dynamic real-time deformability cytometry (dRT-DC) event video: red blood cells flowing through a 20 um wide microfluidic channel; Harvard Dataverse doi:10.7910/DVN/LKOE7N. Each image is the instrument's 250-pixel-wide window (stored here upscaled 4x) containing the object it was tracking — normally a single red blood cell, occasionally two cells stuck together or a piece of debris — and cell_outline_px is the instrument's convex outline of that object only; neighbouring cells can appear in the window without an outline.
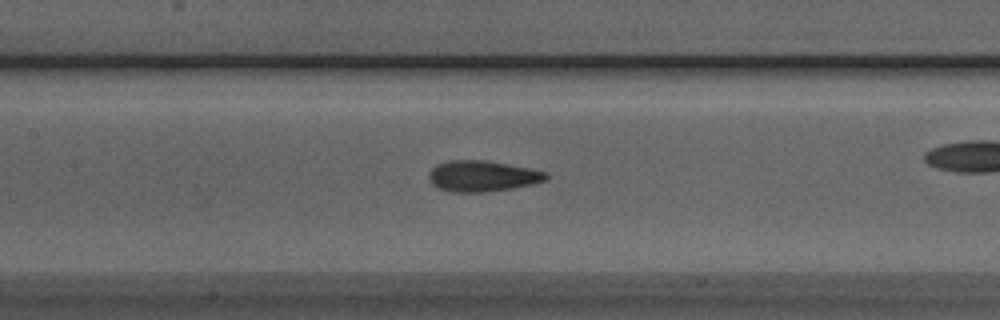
{"species": "Egyptian fruit bat (a non-hibernating species)", "species_latin": "Rousettus aegyptiacus", "temperature_condition": "room temperature", "stored_images_in_passage": 52, "camera_frame_rate_fps": 3000, "um_per_image_px": 0.085, "animal": {"sex": "male"}, "frame": {"image": 1, "passage_image": 23, "time_ms": 7.333, "image_size_px": [1000, 320], "cell_outline_px": [[548, 180], [532, 184], [512, 188], [484, 192], [448, 192], [436, 188], [432, 184], [428, 176], [432, 168], [436, 164], [448, 160], [484, 160], [528, 168], [548, 172]], "centroid_in_image_um": [40.97, 14.97], "position_along_channel_um": 166.4, "area_um2": 21.21}}
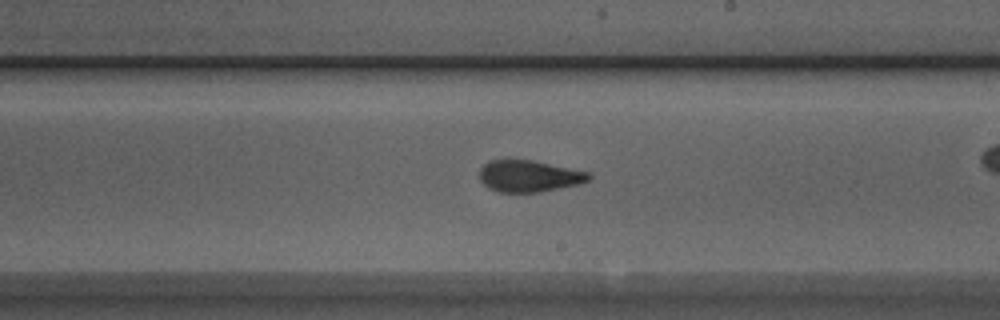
{"frame": {"image": 2, "passage_image": 29, "time_ms": 9.333, "image_size_px": [1000, 320], "cell_outline_px": [[592, 176], [588, 180], [580, 184], [540, 192], [500, 192], [488, 188], [480, 180], [480, 168], [488, 160], [508, 156], [532, 160], [588, 172]], "centroid_in_image_um": [44.9, 14.93], "position_along_channel_um": 244.1, "area_um2": 20.69}}
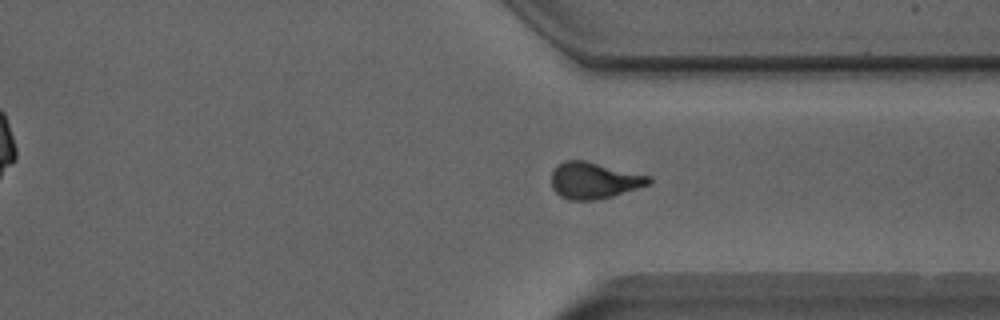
{"frame": {"image": 3, "passage_image": 38, "time_ms": 12.333, "image_size_px": [1000, 320], "cell_outline_px": [[652, 180], [648, 184], [612, 196], [596, 200], [568, 200], [560, 196], [552, 188], [552, 172], [564, 160], [584, 160], [652, 176]], "centroid_in_image_um": [50.48, 15.34], "position_along_channel_um": 360.9, "area_um2": 20.52}, "authors_computed_cell_mechanics": {"area_um2": 20.4612, "velocity_mm_per_s": 3.9006, "shape_relaxation_time_tau1_ms": 5.7185, "shape_relaxation_time_tau2_ms": 1.4447, "deformation_change_tau1": 0.1571, "deformation_change_tau2": 0.0819}}